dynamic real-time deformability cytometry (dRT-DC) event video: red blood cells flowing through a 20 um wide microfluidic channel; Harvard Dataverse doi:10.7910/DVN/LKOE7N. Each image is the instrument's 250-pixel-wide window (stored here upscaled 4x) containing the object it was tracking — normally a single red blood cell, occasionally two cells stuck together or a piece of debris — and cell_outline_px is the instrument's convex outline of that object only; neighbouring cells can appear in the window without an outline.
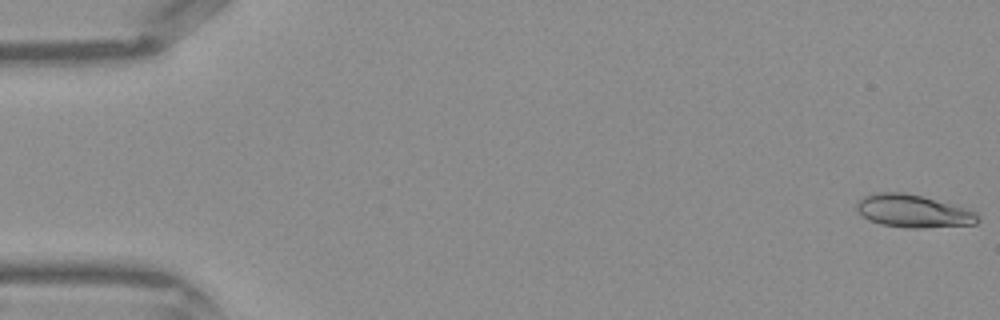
{"species": "Egyptian fruit bat (a non-hibernating species)", "species_latin": "Rousettus aegyptiacus", "temperature_condition": "warm", "stored_images_in_passage": 14, "camera_frame_rate_fps": 3000, "um_per_image_px": 0.085, "frame": {"image": 1, "passage_image": 1, "time_ms": 0.0, "image_size_px": [1000, 320], "cell_outline_px": [[980, 220], [976, 224], [920, 228], [908, 228], [880, 224], [864, 216], [856, 208], [856, 200], [864, 196], [876, 192], [904, 192], [920, 196], [964, 208], [976, 212], [980, 216]], "centroid_in_image_um": [77.61, 17.94], "position_along_channel_um": 7.4, "area_um2": 22.89}}
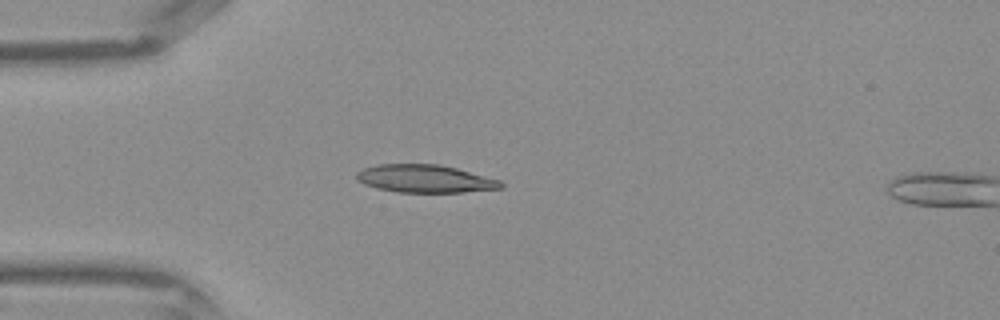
{"frame": {"image": 2, "passage_image": 12, "time_ms": 3.667, "image_size_px": [1000, 320], "cell_outline_px": [[504, 188], [464, 192], [396, 192], [376, 188], [364, 184], [356, 180], [356, 172], [364, 168], [380, 164], [436, 164], [456, 168], [500, 180], [504, 184]], "centroid_in_image_um": [36.11, 15.19], "position_along_channel_um": 48.9, "area_um2": 23.41}}